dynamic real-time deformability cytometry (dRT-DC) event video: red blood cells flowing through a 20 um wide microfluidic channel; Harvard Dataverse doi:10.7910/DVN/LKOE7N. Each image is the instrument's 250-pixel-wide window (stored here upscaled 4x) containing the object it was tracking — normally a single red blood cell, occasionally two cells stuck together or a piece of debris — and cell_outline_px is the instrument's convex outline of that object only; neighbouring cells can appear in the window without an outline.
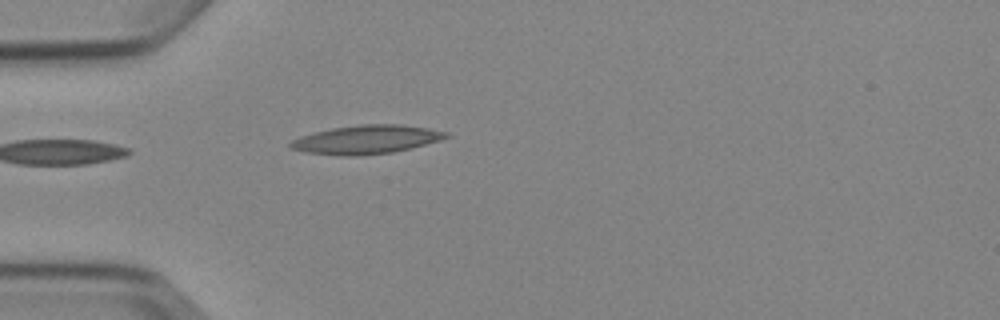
{"species": "Egyptian fruit bat (a non-hibernating species)", "species_latin": "Rousettus aegyptiacus", "temperature_condition": "cold", "stored_images_in_passage": 5, "camera_frame_rate_fps": 3000, "um_per_image_px": 0.085, "animal": {"sex": "female"}, "frame": {"image": 1, "passage_image": 5, "time_ms": 4.667, "image_size_px": [1000, 320], "cell_outline_px": [[452, 136], [440, 140], [392, 152], [308, 152], [292, 148], [288, 144], [292, 140], [300, 136], [312, 132], [332, 128], [360, 124], [400, 124], [428, 128], [448, 132]], "centroid_in_image_um": [31.22, 11.78], "position_along_channel_um": 53.8, "area_um2": 24.45}}